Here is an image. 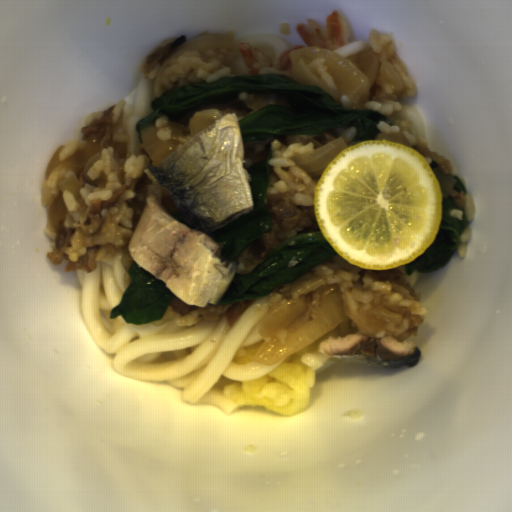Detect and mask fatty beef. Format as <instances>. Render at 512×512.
I'll list each match as a JSON object with an SVG mask.
<instances>
[{"instance_id":"obj_5","label":"fatty beef","mask_w":512,"mask_h":512,"mask_svg":"<svg viewBox=\"0 0 512 512\" xmlns=\"http://www.w3.org/2000/svg\"><path fill=\"white\" fill-rule=\"evenodd\" d=\"M360 317L377 338L400 343L413 336L424 322L422 316L390 302L362 310Z\"/></svg>"},{"instance_id":"obj_4","label":"fatty beef","mask_w":512,"mask_h":512,"mask_svg":"<svg viewBox=\"0 0 512 512\" xmlns=\"http://www.w3.org/2000/svg\"><path fill=\"white\" fill-rule=\"evenodd\" d=\"M288 103L284 98L274 94L237 93L225 100L210 104L186 117L170 118L164 114L154 118L151 124L174 153L193 138L189 126L191 118L197 117L203 109L212 108L222 116L235 113L238 122L246 116L266 108H286Z\"/></svg>"},{"instance_id":"obj_3","label":"fatty beef","mask_w":512,"mask_h":512,"mask_svg":"<svg viewBox=\"0 0 512 512\" xmlns=\"http://www.w3.org/2000/svg\"><path fill=\"white\" fill-rule=\"evenodd\" d=\"M114 112L113 105L102 116L79 129L81 147L72 157L63 159L64 144L58 148L45 167L46 174L49 176L60 169H83L105 148H111L112 156L117 160H130V138L120 121H113Z\"/></svg>"},{"instance_id":"obj_2","label":"fatty beef","mask_w":512,"mask_h":512,"mask_svg":"<svg viewBox=\"0 0 512 512\" xmlns=\"http://www.w3.org/2000/svg\"><path fill=\"white\" fill-rule=\"evenodd\" d=\"M265 207L271 225L234 261L238 262L234 275L251 273L272 253L295 237L319 228L315 206H305L295 202L290 195L266 191Z\"/></svg>"},{"instance_id":"obj_6","label":"fatty beef","mask_w":512,"mask_h":512,"mask_svg":"<svg viewBox=\"0 0 512 512\" xmlns=\"http://www.w3.org/2000/svg\"><path fill=\"white\" fill-rule=\"evenodd\" d=\"M342 131L341 128L329 131L325 133H320L311 136H287L280 138H272L265 140H255V141H245L244 145V154H243V163L244 169L254 165L257 161H259L264 155L270 152V146L273 141L277 140L282 145L283 144H300V143H312L318 149L330 143L331 141L340 137Z\"/></svg>"},{"instance_id":"obj_7","label":"fatty beef","mask_w":512,"mask_h":512,"mask_svg":"<svg viewBox=\"0 0 512 512\" xmlns=\"http://www.w3.org/2000/svg\"><path fill=\"white\" fill-rule=\"evenodd\" d=\"M410 148L416 150L423 156L432 167L442 188V198L450 197L464 206V194L460 190H456L455 178L451 169L449 158L441 156L433 152L431 146L423 143L410 144Z\"/></svg>"},{"instance_id":"obj_9","label":"fatty beef","mask_w":512,"mask_h":512,"mask_svg":"<svg viewBox=\"0 0 512 512\" xmlns=\"http://www.w3.org/2000/svg\"><path fill=\"white\" fill-rule=\"evenodd\" d=\"M369 279L379 282L390 283L405 290L412 298L419 300V291L412 286L409 274L406 273L404 265L387 270H366Z\"/></svg>"},{"instance_id":"obj_1","label":"fatty beef","mask_w":512,"mask_h":512,"mask_svg":"<svg viewBox=\"0 0 512 512\" xmlns=\"http://www.w3.org/2000/svg\"><path fill=\"white\" fill-rule=\"evenodd\" d=\"M151 194L172 215L179 211L168 192L146 174L127 183L113 197L85 206L82 212L66 211L59 195L48 210L45 229L57 237L48 257L55 265H64L65 272L91 273L101 263L120 258L128 272L135 261L129 254L130 239Z\"/></svg>"},{"instance_id":"obj_8","label":"fatty beef","mask_w":512,"mask_h":512,"mask_svg":"<svg viewBox=\"0 0 512 512\" xmlns=\"http://www.w3.org/2000/svg\"><path fill=\"white\" fill-rule=\"evenodd\" d=\"M253 300L229 301L218 304H208L205 307L190 306L173 293L169 307L182 314L197 310L198 314L208 320L224 316L229 322L237 320L253 303Z\"/></svg>"},{"instance_id":"obj_10","label":"fatty beef","mask_w":512,"mask_h":512,"mask_svg":"<svg viewBox=\"0 0 512 512\" xmlns=\"http://www.w3.org/2000/svg\"><path fill=\"white\" fill-rule=\"evenodd\" d=\"M186 40L185 34L179 36H170L158 41L145 55L144 67L149 73L155 67L169 57Z\"/></svg>"}]
</instances>
